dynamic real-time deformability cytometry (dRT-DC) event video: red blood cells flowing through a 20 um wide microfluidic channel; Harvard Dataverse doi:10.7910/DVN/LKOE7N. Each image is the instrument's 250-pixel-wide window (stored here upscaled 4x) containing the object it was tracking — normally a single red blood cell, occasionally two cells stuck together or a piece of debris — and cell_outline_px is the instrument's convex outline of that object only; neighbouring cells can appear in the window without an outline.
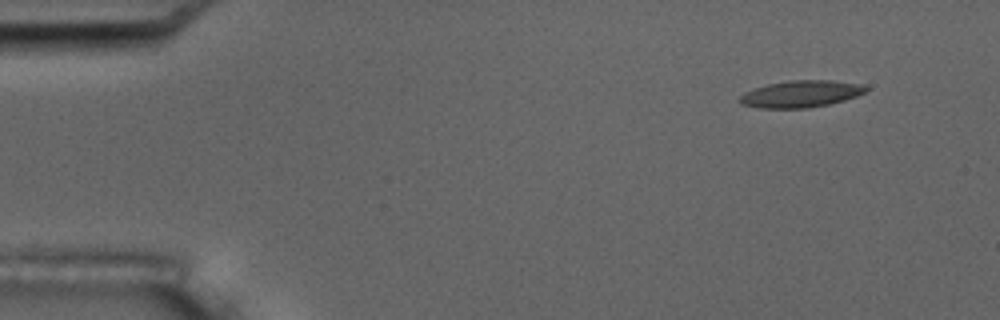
{"species": "common noctule bat (a hibernating species)", "species_latin": "Nyctalus noctula", "temperature_condition": "room temperature", "stored_images_in_passage": 4, "camera_frame_rate_fps": 3000, "um_per_image_px": 0.085, "animal": {"sex": "male", "body_mass_g": 17.5, "forearm_length_mm": 52.3}, "frame": {"image": 1, "passage_image": 1, "time_ms": 0.0, "image_size_px": [1000, 320], "cell_outline_px": [[868, 92], [844, 100], [828, 104], [808, 108], [760, 108], [740, 104], [736, 100], [744, 92], [752, 88], [768, 84], [792, 80], [832, 80], [864, 84], [868, 88]], "centroid_in_image_um": [68.06, 7.98], "position_along_channel_um": 16.9, "area_um2": 20.0}}
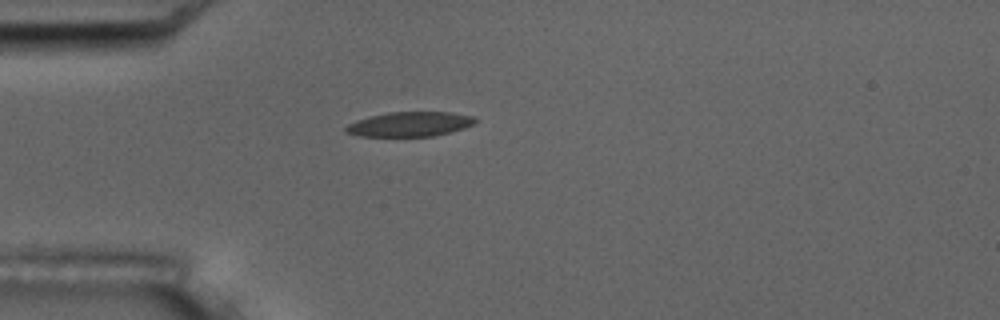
{"frame": {"image": 2, "passage_image": 4, "time_ms": 1.0, "image_size_px": [1000, 320], "cell_outline_px": [[476, 120], [472, 124], [464, 128], [432, 136], [360, 136], [344, 132], [344, 128], [348, 124], [356, 120], [368, 116], [388, 112], [452, 112], [476, 116]], "centroid_in_image_um": [34.8, 10.54], "position_along_channel_um": 50.2, "area_um2": 18.61}}